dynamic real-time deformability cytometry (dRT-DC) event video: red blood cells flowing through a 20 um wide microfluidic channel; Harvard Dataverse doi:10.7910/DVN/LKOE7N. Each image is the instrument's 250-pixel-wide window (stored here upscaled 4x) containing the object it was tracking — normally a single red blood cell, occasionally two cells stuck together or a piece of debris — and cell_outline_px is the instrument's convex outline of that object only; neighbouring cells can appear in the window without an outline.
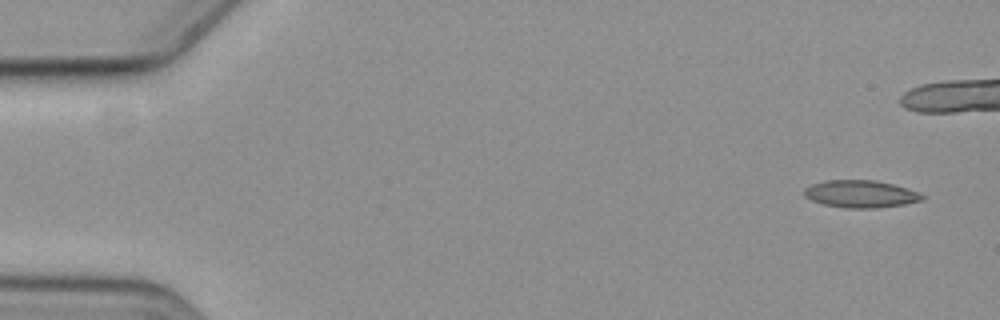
{"species": "common noctule bat (a hibernating species)", "species_latin": "Nyctalus noctula", "temperature_condition": "cold", "stored_images_in_passage": 5, "camera_frame_rate_fps": 3000, "um_per_image_px": 0.085, "animal": {"sex": "female", "body_mass_g": 19.3, "forearm_length_mm": 54.1}, "frame": {"image": 1, "passage_image": 1, "time_ms": 0.0, "image_size_px": [1000, 320], "cell_outline_px": [[924, 196], [920, 200], [904, 204], [876, 208], [852, 208], [824, 204], [812, 200], [804, 196], [804, 188], [812, 184], [824, 180], [876, 180], [908, 188]], "centroid_in_image_um": [73.12, 16.47], "position_along_channel_um": 11.9, "area_um2": 18.55}}